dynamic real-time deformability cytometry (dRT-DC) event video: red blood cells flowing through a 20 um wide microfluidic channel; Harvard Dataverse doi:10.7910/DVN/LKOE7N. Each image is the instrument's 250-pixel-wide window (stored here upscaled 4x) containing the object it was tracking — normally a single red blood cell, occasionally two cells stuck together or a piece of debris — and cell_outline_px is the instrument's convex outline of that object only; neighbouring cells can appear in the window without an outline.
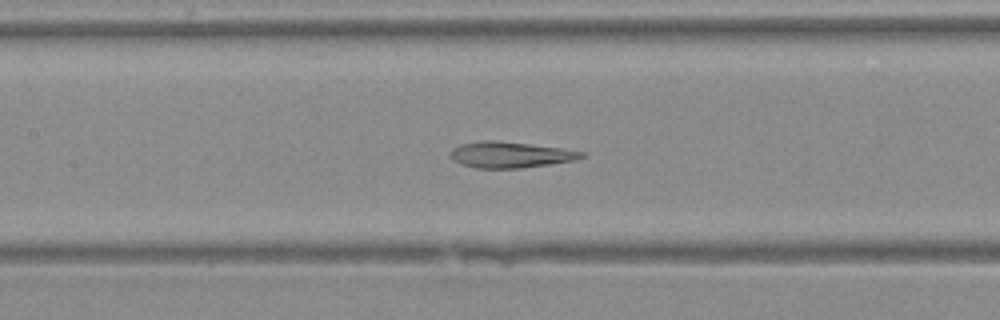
{"species": "Egyptian fruit bat (a non-hibernating species)", "species_latin": "Rousettus aegyptiacus", "temperature_condition": "warm", "stored_images_in_passage": 33, "camera_frame_rate_fps": 3000, "um_per_image_px": 0.085, "animal": {"sex": "female"}, "frame": {"image": 1, "passage_image": 10, "time_ms": 3.0, "image_size_px": [1000, 320], "cell_outline_px": [[588, 156], [576, 160], [520, 168], [476, 168], [460, 164], [452, 160], [452, 148], [460, 144], [484, 140], [496, 140], [560, 148], [588, 152]], "centroid_in_image_um": [43.41, 13.15], "position_along_channel_um": 164.0, "area_um2": 19.88}}
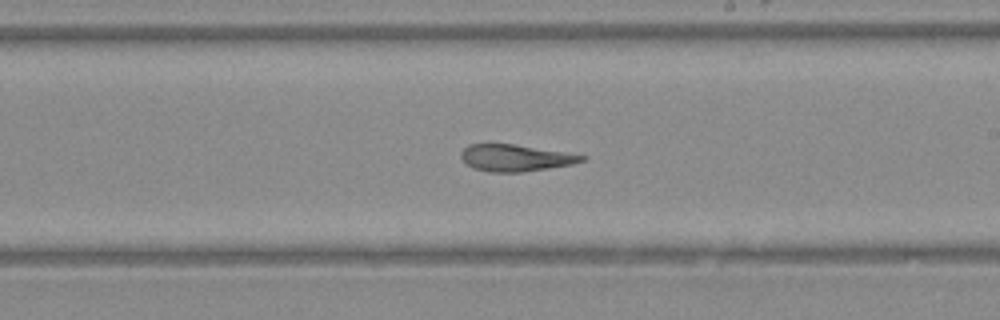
{"frame": {"image": 2, "passage_image": 15, "time_ms": 4.667, "image_size_px": [1000, 320], "cell_outline_px": [[588, 156], [584, 160], [572, 164], [520, 172], [488, 172], [472, 168], [460, 156], [460, 152], [468, 144], [512, 144]], "centroid_in_image_um": [43.76, 13.42], "position_along_channel_um": 245.2, "area_um2": 18.5}}
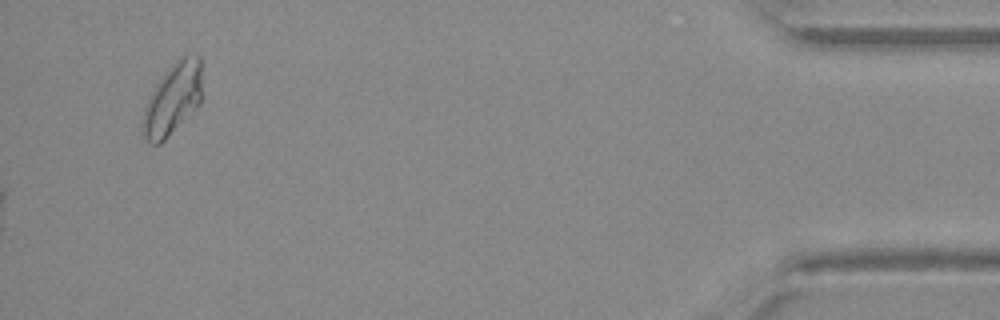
{"frame": {"image": 3, "passage_image": 33, "time_ms": 10.667, "image_size_px": [1000, 320], "cell_outline_px": [[200, 104], [160, 144], [148, 144], [140, 128], [144, 108], [148, 96], [156, 84], [172, 64], [180, 56], [188, 52], [196, 52], [200, 56]], "centroid_in_image_um": [14.65, 8.4], "position_along_channel_um": 420.6, "area_um2": 24.91}}